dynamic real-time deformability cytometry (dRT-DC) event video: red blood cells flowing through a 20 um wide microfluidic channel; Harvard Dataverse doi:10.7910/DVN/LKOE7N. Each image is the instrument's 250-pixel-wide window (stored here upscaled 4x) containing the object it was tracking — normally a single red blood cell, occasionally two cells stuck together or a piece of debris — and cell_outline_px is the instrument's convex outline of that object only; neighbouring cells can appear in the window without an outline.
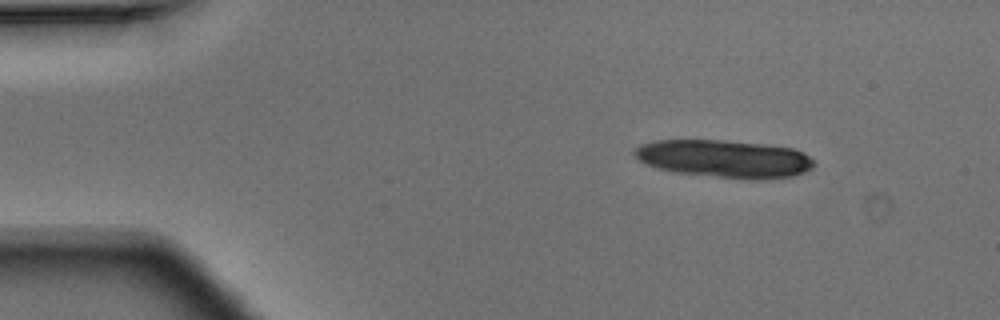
{"species": "Egyptian fruit bat (a non-hibernating species)", "species_latin": "Rousettus aegyptiacus", "temperature_condition": "warm", "stored_images_in_passage": 2, "camera_frame_rate_fps": 3000, "um_per_image_px": 0.085, "animal": {"sex": "male"}, "frame": {"image": 1, "passage_image": 1, "time_ms": 0.0, "image_size_px": [1000, 320], "cell_outline_px": [[816, 164], [812, 168], [804, 172], [792, 176], [760, 180], [752, 180], [676, 172], [656, 168], [640, 160], [632, 152], [640, 144], [656, 140], [728, 140], [768, 144], [792, 148], [804, 152], [816, 160]], "centroid_in_image_um": [61.64, 13.48], "position_along_channel_um": 23.4, "area_um2": 39.77}}